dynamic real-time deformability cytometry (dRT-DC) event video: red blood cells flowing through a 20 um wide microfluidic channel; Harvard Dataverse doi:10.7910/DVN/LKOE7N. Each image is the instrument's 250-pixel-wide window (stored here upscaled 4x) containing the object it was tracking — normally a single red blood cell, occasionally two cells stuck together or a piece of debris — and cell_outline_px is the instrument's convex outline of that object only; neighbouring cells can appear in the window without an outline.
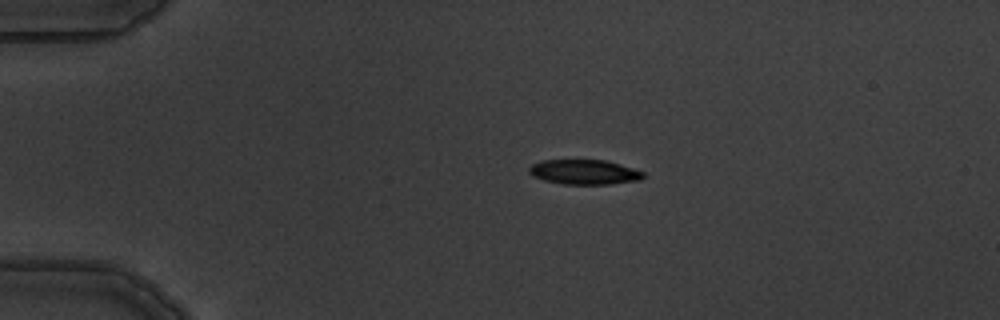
{"species": "common noctule bat (a hibernating species)", "species_latin": "Nyctalus noctula", "temperature_condition": "warm", "stored_images_in_passage": 4, "camera_frame_rate_fps": 3000, "um_per_image_px": 0.085, "animal": {"sex": "male", "body_mass_g": 19.5, "forearm_length_mm": 54.6}, "frame": {"image": 1, "passage_image": 1, "time_ms": 0.0, "image_size_px": [1000, 320], "cell_outline_px": [[644, 176], [640, 180], [608, 184], [564, 184], [544, 180], [532, 176], [528, 172], [528, 168], [532, 164], [540, 160], [604, 160], [620, 164], [644, 172]], "centroid_in_image_um": [49.63, 14.62], "position_along_channel_um": 35.4, "area_um2": 16.47}}